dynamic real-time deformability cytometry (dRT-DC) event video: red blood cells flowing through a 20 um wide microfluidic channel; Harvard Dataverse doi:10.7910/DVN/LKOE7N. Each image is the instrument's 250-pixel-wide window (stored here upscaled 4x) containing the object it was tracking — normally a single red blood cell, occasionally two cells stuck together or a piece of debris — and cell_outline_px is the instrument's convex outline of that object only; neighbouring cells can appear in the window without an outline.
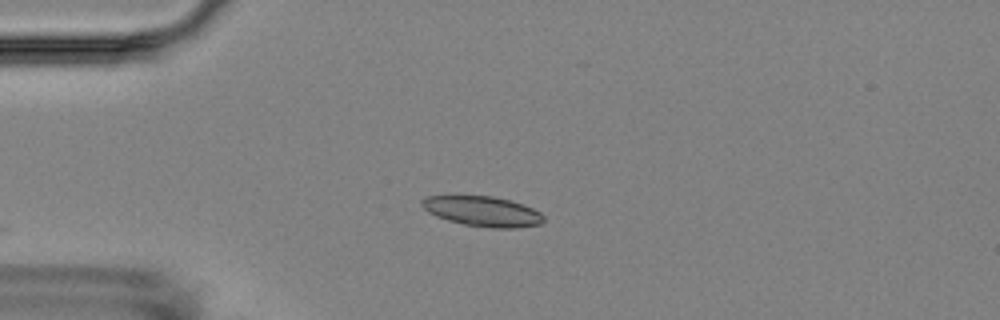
{"species": "Egyptian fruit bat (a non-hibernating species)", "species_latin": "Rousettus aegyptiacus", "temperature_condition": "room temperature", "stored_images_in_passage": 13, "camera_frame_rate_fps": 3000, "um_per_image_px": 0.085, "animal": {"sex": "female"}, "frame": {"image": 1, "passage_image": 1, "time_ms": 0.0, "image_size_px": [1000, 320], "cell_outline_px": [[544, 220], [540, 224], [516, 228], [492, 228], [464, 224], [448, 220], [436, 216], [428, 212], [420, 204], [420, 200], [428, 196], [492, 196], [512, 200], [524, 204], [540, 212], [544, 216]], "centroid_in_image_um": [41.04, 17.96], "position_along_channel_um": 44.0, "area_um2": 21.39}}
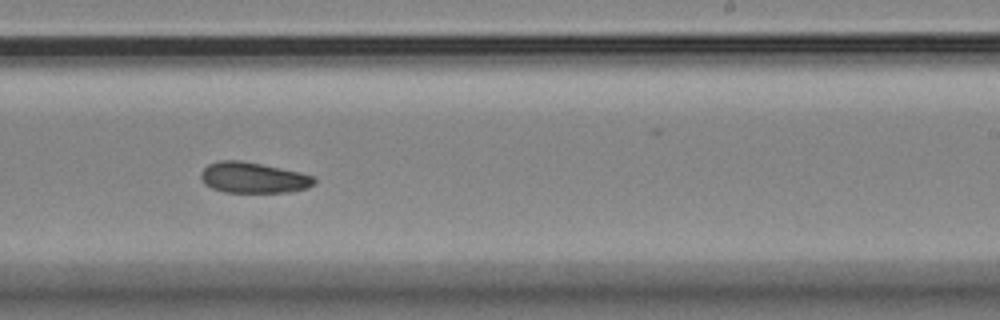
{"frame": {"image": 2, "passage_image": 7, "time_ms": 7.0, "image_size_px": [1000, 320], "cell_outline_px": [[316, 184], [308, 188], [292, 192], [224, 192], [212, 188], [204, 184], [200, 180], [200, 172], [208, 164], [220, 160], [240, 160], [300, 172], [312, 176], [316, 180]], "centroid_in_image_um": [21.51, 15.11], "position_along_channel_um": 267.5, "area_um2": 20.46}}
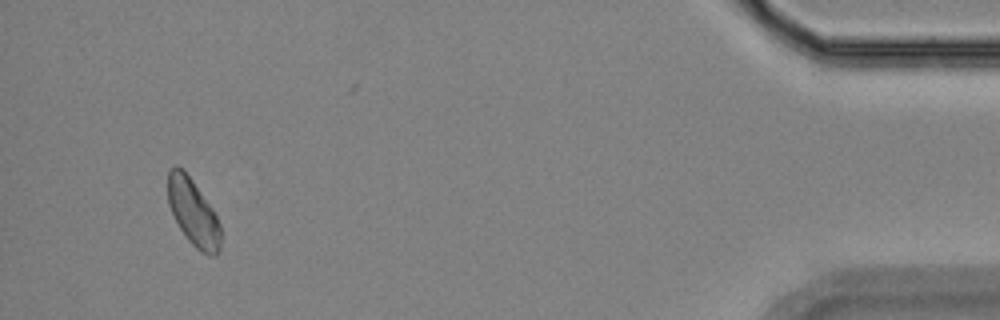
{"frame": {"image": 3, "passage_image": 12, "time_ms": 13.333, "image_size_px": [1000, 320], "cell_outline_px": [[220, 252], [216, 256], [208, 256], [200, 252], [188, 240], [180, 228], [168, 204], [168, 172], [176, 164], [192, 180], [212, 208], [220, 224]], "centroid_in_image_um": [16.44, 18.11], "position_along_channel_um": 418.8, "area_um2": 20.29}, "authors_computed_cell_mechanics": {"area_um2": 21.1548, "velocity_mm_per_s": 3.4815, "shape_relaxation_time_tau1_ms": 1.6422, "shape_relaxation_time_tau2_ms": 4.9396, "deformation_change_tau1": 0.0589, "deformation_change_tau2": 0.0784}}